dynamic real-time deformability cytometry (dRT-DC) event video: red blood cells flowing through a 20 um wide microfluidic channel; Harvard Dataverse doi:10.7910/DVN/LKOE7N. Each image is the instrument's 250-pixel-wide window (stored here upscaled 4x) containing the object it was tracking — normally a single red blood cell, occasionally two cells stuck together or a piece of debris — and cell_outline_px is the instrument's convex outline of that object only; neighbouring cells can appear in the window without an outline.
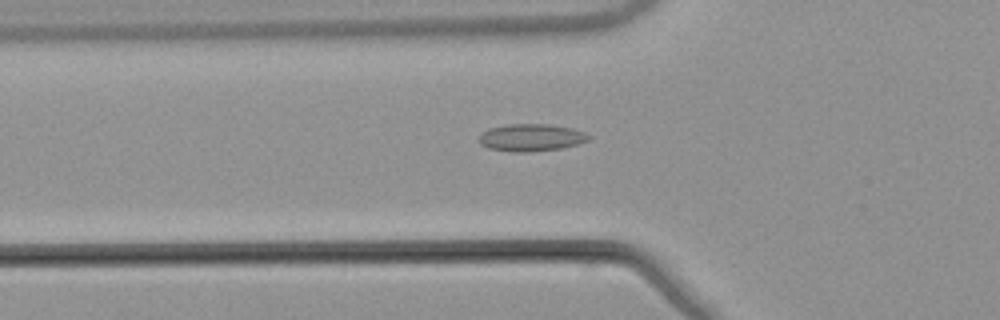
{"species": "common noctule bat (a hibernating species)", "species_latin": "Nyctalus noctula", "temperature_condition": "warm", "stored_images_in_passage": 43, "camera_frame_rate_fps": 3000, "um_per_image_px": 0.085, "animal": {"sex": "male", "body_mass_g": 21.5, "forearm_length_mm": 52.0}, "frame": {"image": 1, "passage_image": 10, "time_ms": 3.0, "image_size_px": [1000, 320], "cell_outline_px": [[592, 136], [588, 140], [576, 144], [560, 148], [528, 152], [512, 152], [488, 148], [480, 144], [480, 136], [488, 128], [508, 124], [548, 124], [572, 128], [584, 132]], "centroid_in_image_um": [45.14, 11.69], "position_along_channel_um": 80.7, "area_um2": 17.34}}
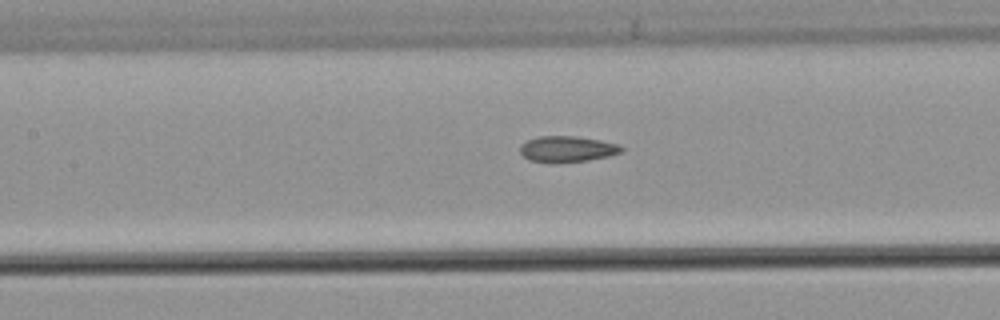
{"frame": {"image": 2, "passage_image": 16, "time_ms": 5.0, "image_size_px": [1000, 320], "cell_outline_px": [[624, 148], [620, 152], [612, 156], [588, 160], [528, 160], [520, 152], [520, 144], [536, 136], [576, 136], [600, 140], [620, 144]], "centroid_in_image_um": [48.26, 12.62], "position_along_channel_um": 159.1, "area_um2": 14.85}}
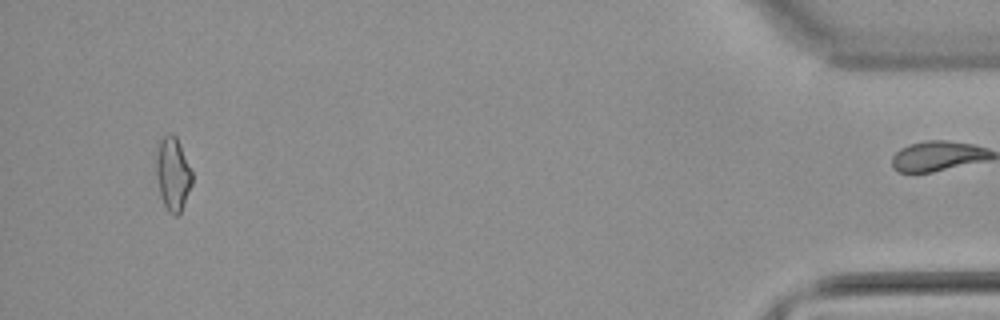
{"frame": {"image": 3, "passage_image": 42, "time_ms": 13.667, "image_size_px": [1000, 320], "cell_outline_px": [[192, 184], [180, 212], [176, 216], [172, 216], [168, 212], [160, 196], [156, 172], [156, 148], [160, 140], [164, 136], [172, 132], [176, 136], [180, 144], [192, 172]], "centroid_in_image_um": [14.68, 14.77], "position_along_channel_um": 420.5, "area_um2": 15.37}, "authors_computed_cell_mechanics": {"area_um2": 15.317, "velocity_mm_per_s": 3.8881, "shape_relaxation_time_tau1_ms": null, "shape_relaxation_time_tau2_ms": 3.0792, "deformation_change_tau1": null, "deformation_change_tau2": 0.0938}}